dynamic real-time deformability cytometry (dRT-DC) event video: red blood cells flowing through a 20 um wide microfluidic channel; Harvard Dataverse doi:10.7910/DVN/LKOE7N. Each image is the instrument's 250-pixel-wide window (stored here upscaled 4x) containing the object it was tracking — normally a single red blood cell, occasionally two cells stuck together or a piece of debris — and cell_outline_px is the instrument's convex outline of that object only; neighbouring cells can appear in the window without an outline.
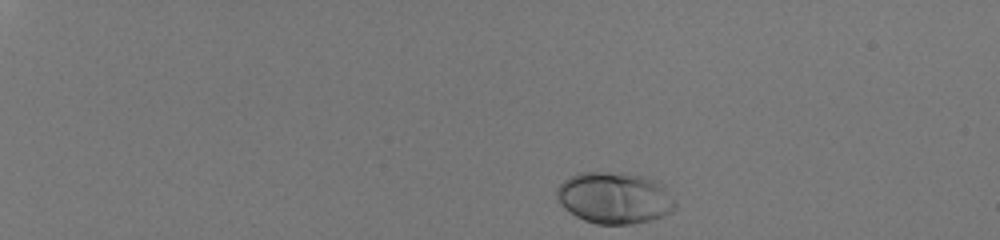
{"species": "human", "species_latin": "Homo sapiens", "temperature_condition": "room temperature", "stored_images_in_passage": 39, "camera_frame_rate_fps": 3000, "um_per_image_px": 0.085, "donor": {"sex": "male"}, "frame": {"image": 1, "passage_image": 1, "time_ms": 0.0, "image_size_px": [1000, 240], "cell_outline_px": [[676, 208], [652, 220], [632, 224], [596, 224], [584, 220], [576, 216], [564, 208], [556, 200], [556, 188], [564, 180], [580, 172], [628, 172], [648, 176], [664, 184], [676, 204]], "centroid_in_image_um": [52.23, 16.8], "position_along_channel_um": 32.8, "area_um2": 36.07}}
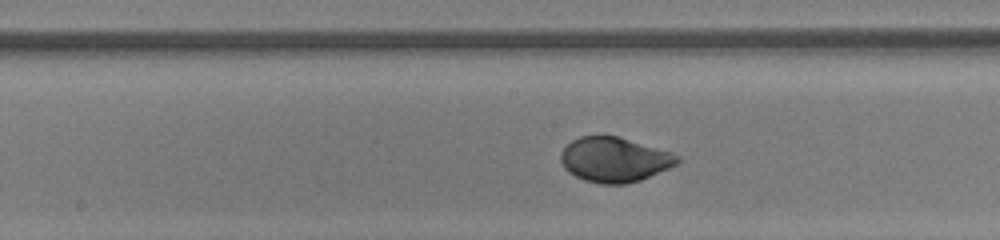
{"frame": {"image": 2, "passage_image": 23, "time_ms": 7.333, "image_size_px": [1000, 240], "cell_outline_px": [[680, 160], [676, 164], [668, 168], [640, 180], [624, 184], [600, 184], [584, 180], [568, 172], [564, 168], [560, 160], [560, 152], [572, 140], [580, 136], [616, 136], [672, 152], [680, 156]], "centroid_in_image_um": [52.2, 13.57], "position_along_channel_um": 196.0, "area_um2": 30.29}}
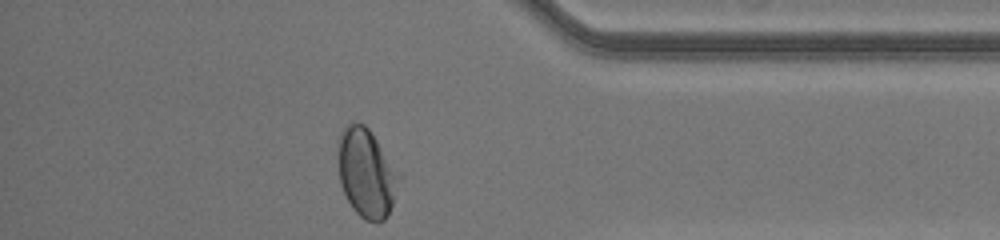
{"frame": {"image": 3, "passage_image": 39, "time_ms": 12.667, "image_size_px": [1000, 240], "cell_outline_px": [[400, 176], [392, 204], [388, 216], [384, 220], [376, 224], [364, 220], [352, 208], [340, 184], [336, 140], [340, 132], [348, 124], [364, 124], [368, 128], [400, 172]], "centroid_in_image_um": [31.13, 14.72], "position_along_channel_um": 404.1, "area_um2": 31.67}, "authors_computed_cell_mechanics": {"area_um2": 31.0386, "velocity_mm_per_s": 4.0921, "shape_relaxation_time_tau1_ms": 2.709, "shape_relaxation_time_tau2_ms": null, "deformation_change_tau1": 0.1523, "deformation_change_tau2": null}}